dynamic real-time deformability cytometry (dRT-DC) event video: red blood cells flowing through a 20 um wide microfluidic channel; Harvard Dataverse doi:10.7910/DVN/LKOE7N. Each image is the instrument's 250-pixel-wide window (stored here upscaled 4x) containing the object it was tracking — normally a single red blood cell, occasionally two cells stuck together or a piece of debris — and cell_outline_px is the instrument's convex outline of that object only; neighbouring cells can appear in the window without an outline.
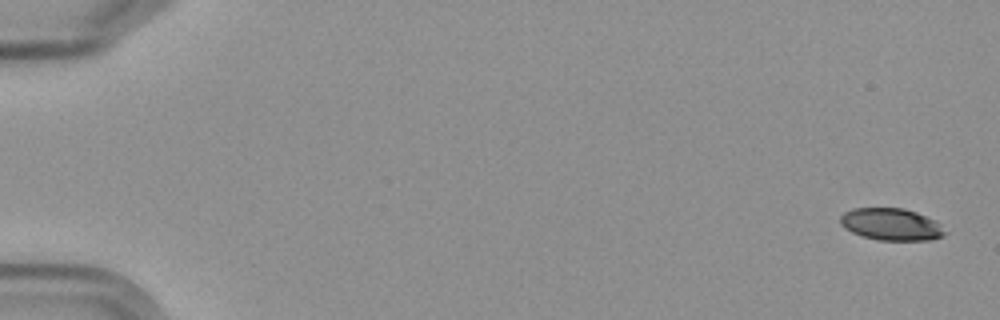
{"species": "Egyptian fruit bat (a non-hibernating species)", "species_latin": "Rousettus aegyptiacus", "temperature_condition": "cold", "stored_images_in_passage": 6, "camera_frame_rate_fps": 3000, "um_per_image_px": 0.085, "frame": {"image": 1, "passage_image": 1, "time_ms": 0.0, "image_size_px": [1000, 320], "cell_outline_px": [[948, 232], [944, 236], [932, 240], [880, 240], [864, 236], [852, 232], [844, 228], [840, 224], [840, 216], [844, 212], [852, 208], [904, 208], [916, 212], [936, 220]], "centroid_in_image_um": [75.78, 19.06], "position_along_channel_um": 9.2, "area_um2": 19.71}}